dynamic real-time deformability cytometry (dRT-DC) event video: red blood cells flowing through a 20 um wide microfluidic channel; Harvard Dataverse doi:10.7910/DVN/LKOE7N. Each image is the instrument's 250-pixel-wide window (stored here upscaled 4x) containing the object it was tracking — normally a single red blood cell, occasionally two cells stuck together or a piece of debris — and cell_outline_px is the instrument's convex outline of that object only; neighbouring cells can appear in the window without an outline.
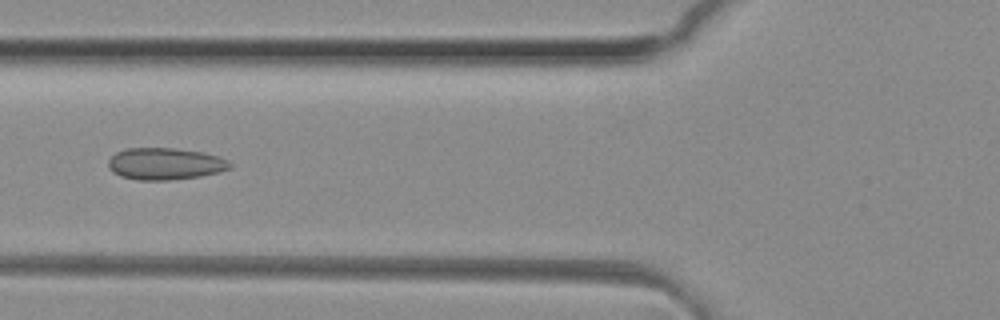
{"species": "common noctule bat (a hibernating species)", "species_latin": "Nyctalus noctula", "temperature_condition": "room temperature", "stored_images_in_passage": 36, "camera_frame_rate_fps": 3000, "um_per_image_px": 0.085, "animal": {"sex": "female", "body_mass_g": 29.2, "forearm_length_mm": 56.3}, "frame": {"image": 1, "passage_image": 6, "time_ms": 1.667, "image_size_px": [1000, 320], "cell_outline_px": [[232, 168], [220, 172], [200, 176], [168, 180], [136, 180], [120, 176], [112, 172], [108, 168], [108, 160], [116, 152], [128, 148], [172, 148], [200, 152], [216, 156], [228, 160], [232, 164]], "centroid_in_image_um": [14.01, 13.93], "position_along_channel_um": 111.8, "area_um2": 22.6}}
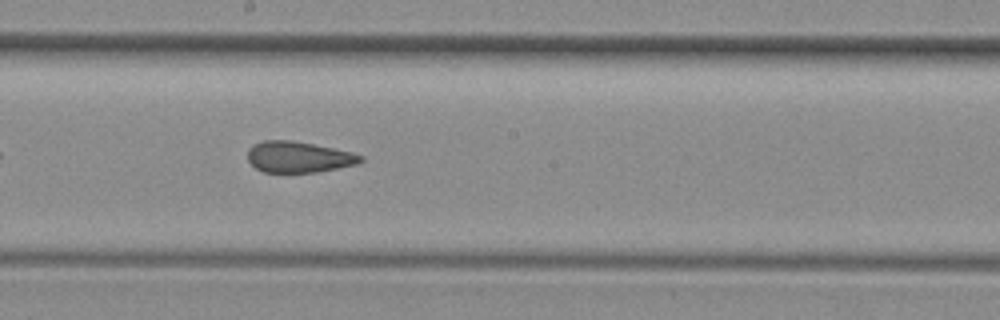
{"frame": {"image": 2, "passage_image": 14, "time_ms": 4.333, "image_size_px": [1000, 320], "cell_outline_px": [[364, 160], [356, 164], [316, 172], [264, 172], [256, 168], [248, 160], [248, 148], [252, 144], [264, 140], [292, 140], [352, 152], [364, 156]], "centroid_in_image_um": [25.36, 13.34], "position_along_channel_um": 222.8, "area_um2": 20.35}}
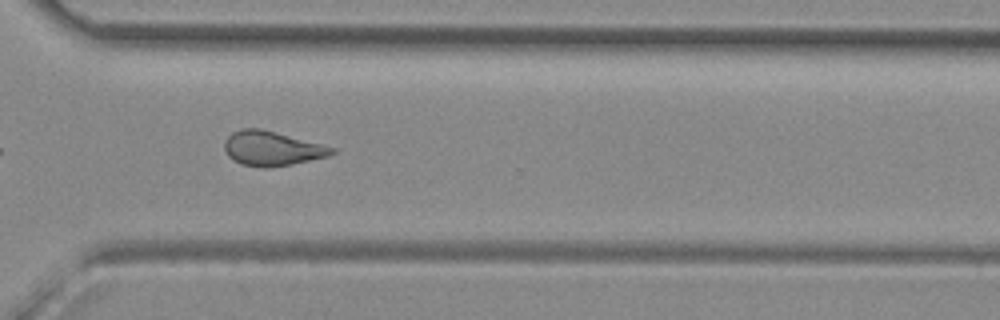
{"frame": {"image": 3, "passage_image": 23, "time_ms": 7.333, "image_size_px": [1000, 320], "cell_outline_px": [[336, 152], [328, 156], [292, 164], [268, 168], [260, 168], [240, 164], [232, 160], [228, 156], [224, 148], [224, 140], [232, 132], [244, 128], [260, 128], [336, 148]], "centroid_in_image_um": [23.08, 12.63], "position_along_channel_um": 347.5, "area_um2": 21.62}, "authors_computed_cell_mechanics": {"area_um2": 21.5016, "velocity_mm_per_s": 4.1651, "shape_relaxation_time_tau1_ms": null, "shape_relaxation_time_tau2_ms": 2.1366, "deformation_change_tau1": null, "deformation_change_tau2": 0.0778}}